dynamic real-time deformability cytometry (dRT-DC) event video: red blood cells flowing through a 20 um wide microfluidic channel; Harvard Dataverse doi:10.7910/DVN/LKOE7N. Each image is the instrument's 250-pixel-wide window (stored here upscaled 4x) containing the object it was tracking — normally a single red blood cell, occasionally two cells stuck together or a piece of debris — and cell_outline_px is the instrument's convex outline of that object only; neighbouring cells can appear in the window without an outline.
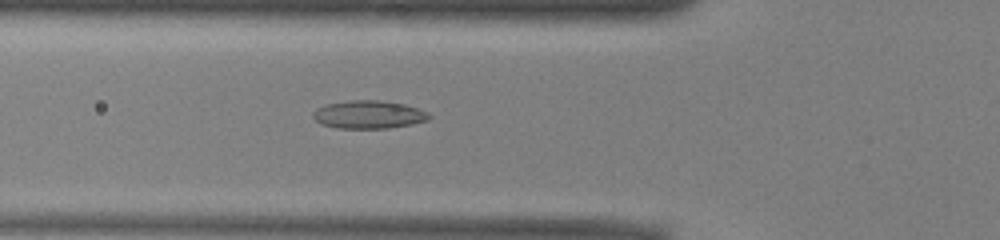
{"species": "common noctule bat (a hibernating species)", "species_latin": "Nyctalus noctula", "temperature_condition": "warm", "stored_images_in_passage": 51, "camera_frame_rate_fps": 3000, "um_per_image_px": 0.085, "animal": {"sex": "male", "body_mass_g": 13.0, "forearm_length_mm": 53.1}, "frame": {"image": 1, "passage_image": 18, "time_ms": 5.667, "image_size_px": [1000, 240], "cell_outline_px": [[432, 116], [428, 120], [412, 124], [388, 128], [340, 128], [320, 124], [312, 116], [312, 112], [316, 108], [324, 104], [352, 100], [380, 100], [404, 104], [428, 112]], "centroid_in_image_um": [31.32, 9.73], "position_along_channel_um": 94.5, "area_um2": 19.02}}
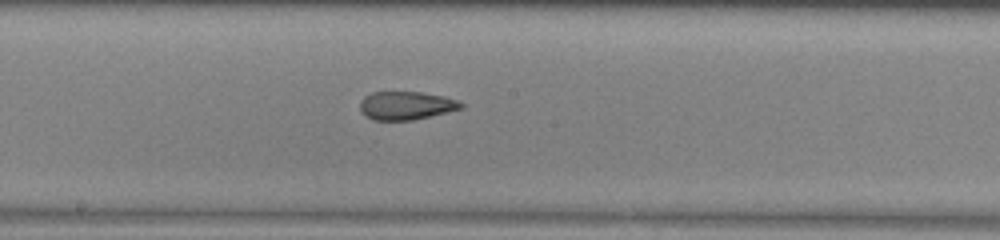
{"frame": {"image": 2, "passage_image": 27, "time_ms": 8.667, "image_size_px": [1000, 240], "cell_outline_px": [[464, 108], [412, 120], [372, 120], [364, 116], [360, 112], [360, 100], [364, 96], [372, 92], [424, 92], [444, 96], [456, 100], [464, 104]], "centroid_in_image_um": [34.49, 8.97], "position_along_channel_um": 213.7, "area_um2": 16.82}}
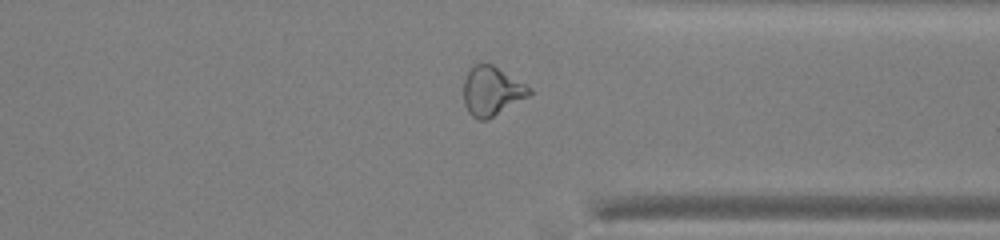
{"frame": {"image": 3, "passage_image": 39, "time_ms": 12.667, "image_size_px": [1000, 240], "cell_outline_px": [[532, 96], [488, 120], [476, 120], [468, 112], [464, 104], [464, 80], [468, 68], [472, 64], [480, 60], [492, 64], [532, 88]], "centroid_in_image_um": [41.8, 7.73], "position_along_channel_um": 369.6, "area_um2": 19.59}, "authors_computed_cell_mechanics": {"area_um2": 19.363, "velocity_mm_per_s": 3.9661, "shape_relaxation_time_tau1_ms": 6.5947, "shape_relaxation_time_tau2_ms": 2.528, "deformation_change_tau1": 0.1884, "deformation_change_tau2": 0.1112}}